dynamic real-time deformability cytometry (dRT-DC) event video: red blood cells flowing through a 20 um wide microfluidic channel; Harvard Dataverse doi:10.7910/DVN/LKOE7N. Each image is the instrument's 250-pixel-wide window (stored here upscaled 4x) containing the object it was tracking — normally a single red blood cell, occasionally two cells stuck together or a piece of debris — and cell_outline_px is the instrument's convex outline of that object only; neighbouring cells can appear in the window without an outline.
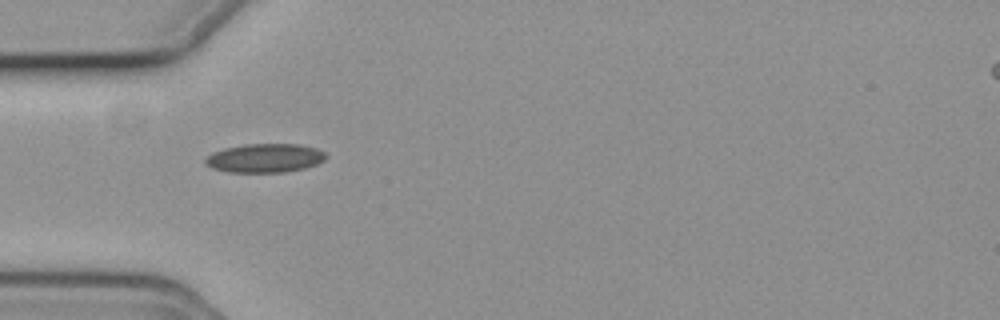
{"species": "common noctule bat (a hibernating species)", "species_latin": "Nyctalus noctula", "temperature_condition": "cold", "stored_images_in_passage": 36, "camera_frame_rate_fps": 3000, "um_per_image_px": 0.085, "animal": {"sex": "female", "body_mass_g": 19.3, "forearm_length_mm": 54.1}, "frame": {"image": 1, "passage_image": 1, "time_ms": 0.0, "image_size_px": [1000, 320], "cell_outline_px": [[328, 156], [324, 160], [316, 164], [304, 168], [284, 172], [228, 172], [212, 168], [204, 164], [204, 160], [212, 152], [224, 148], [244, 144], [300, 144], [316, 148], [324, 152]], "centroid_in_image_um": [22.5, 13.43], "position_along_channel_um": 62.5, "area_um2": 20.35}}
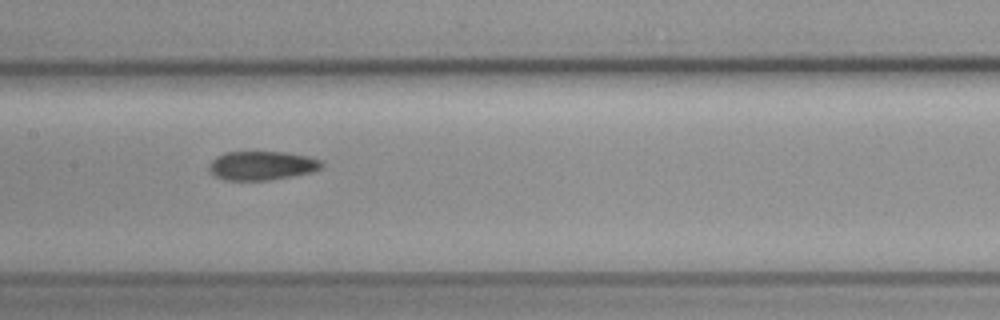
{"frame": {"image": 2, "passage_image": 11, "time_ms": 3.333, "image_size_px": [1000, 320], "cell_outline_px": [[324, 164], [320, 168], [308, 172], [292, 176], [264, 180], [224, 180], [216, 176], [208, 168], [212, 160], [216, 156], [224, 152], [284, 152], [308, 156], [320, 160]], "centroid_in_image_um": [22.23, 14.06], "position_along_channel_um": 185.2, "area_um2": 18.73}}
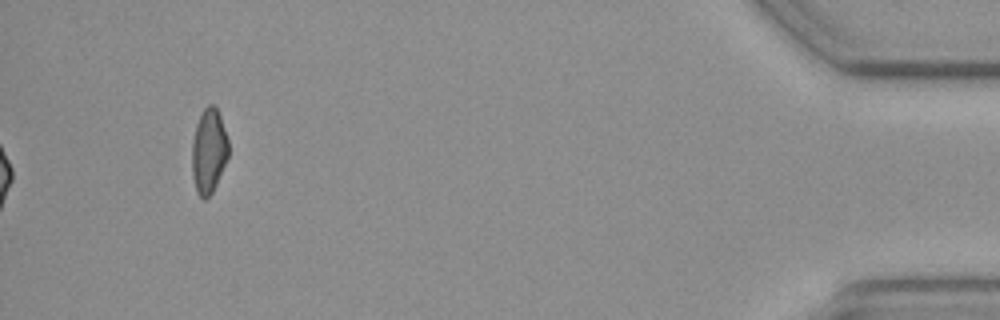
{"frame": {"image": 3, "passage_image": 36, "time_ms": 11.667, "image_size_px": [1000, 320], "cell_outline_px": [[228, 156], [216, 184], [212, 192], [204, 200], [196, 192], [192, 172], [192, 140], [196, 124], [204, 108], [208, 104], [212, 104], [216, 108], [220, 116], [228, 140]], "centroid_in_image_um": [17.73, 12.83], "position_along_channel_um": 417.5, "area_um2": 17.8}}